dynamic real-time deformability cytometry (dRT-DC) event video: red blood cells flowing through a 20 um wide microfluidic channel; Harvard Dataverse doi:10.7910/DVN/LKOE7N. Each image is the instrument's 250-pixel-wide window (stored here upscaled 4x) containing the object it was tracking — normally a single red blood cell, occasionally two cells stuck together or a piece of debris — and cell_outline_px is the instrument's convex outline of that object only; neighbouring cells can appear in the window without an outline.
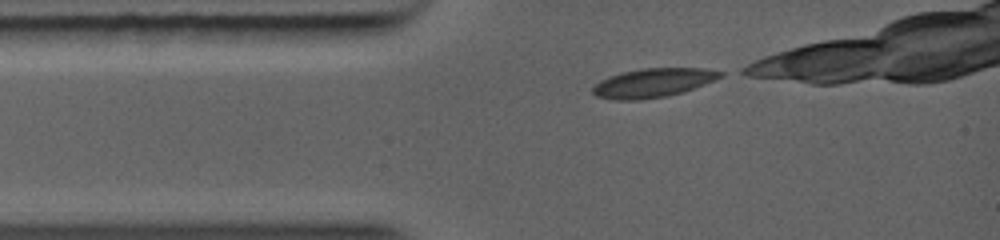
{"species": "common noctule bat (a hibernating species)", "species_latin": "Nyctalus noctula", "temperature_condition": "warm", "stored_images_in_passage": 2, "camera_frame_rate_fps": 5000, "um_per_image_px": 0.085, "animal": {"sex": "female", "body_mass_g": 19.0, "forearm_length_mm": 56.7}, "frame": {"image": 1, "passage_image": 1, "time_ms": 0.0, "image_size_px": [1000, 240], "cell_outline_px": [[724, 76], [684, 92], [668, 96], [644, 100], [612, 100], [596, 96], [592, 92], [592, 88], [600, 80], [608, 76], [620, 72], [640, 68], [704, 68], [724, 72]], "centroid_in_image_um": [55.49, 7.04], "position_along_channel_um": 29.5, "area_um2": 21.85}}